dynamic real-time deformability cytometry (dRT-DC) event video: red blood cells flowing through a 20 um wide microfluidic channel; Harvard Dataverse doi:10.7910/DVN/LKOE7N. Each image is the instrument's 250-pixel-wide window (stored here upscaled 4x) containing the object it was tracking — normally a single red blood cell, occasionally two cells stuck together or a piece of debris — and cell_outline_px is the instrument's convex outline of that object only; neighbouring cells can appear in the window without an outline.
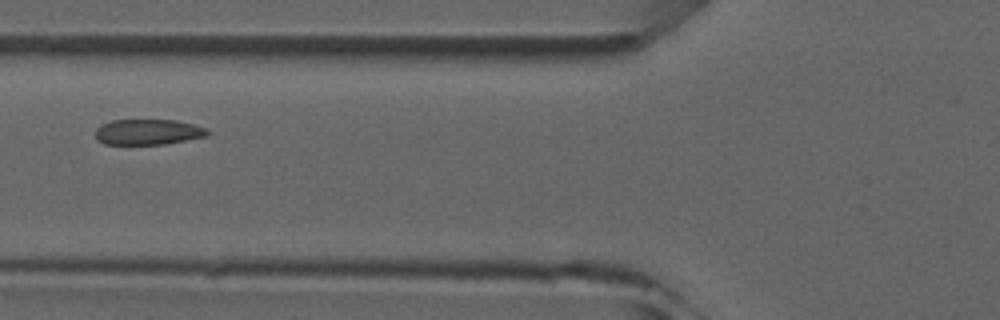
{"species": "common noctule bat (a hibernating species)", "species_latin": "Nyctalus noctula", "temperature_condition": "room temperature", "stored_images_in_passage": 7, "camera_frame_rate_fps": 3000, "um_per_image_px": 0.085, "animal": {"sex": "male", "forearm_length_mm": 52.5}, "frame": {"image": 1, "passage_image": 6, "time_ms": 6.667, "image_size_px": [1000, 320], "cell_outline_px": [[212, 132], [208, 136], [164, 144], [104, 144], [96, 140], [96, 128], [100, 124], [112, 120], [176, 120], [208, 128]], "centroid_in_image_um": [12.6, 11.21], "position_along_channel_um": 113.2, "area_um2": 16.88}}
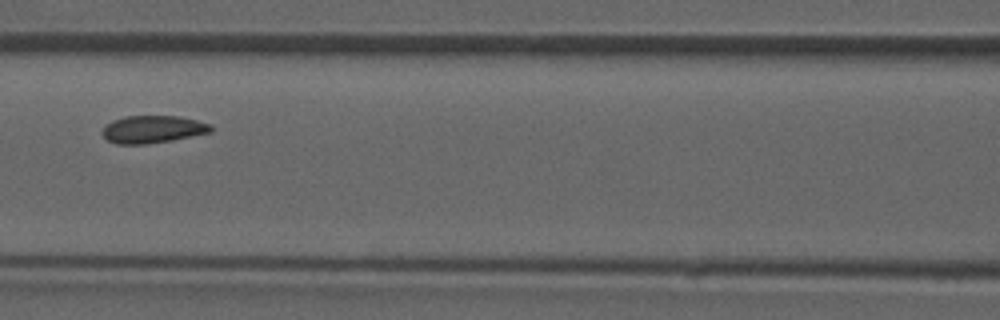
{"frame": {"image": 2, "passage_image": 7, "time_ms": 7.667, "image_size_px": [1000, 320], "cell_outline_px": [[212, 132], [172, 140], [144, 144], [116, 144], [108, 140], [100, 132], [112, 120], [124, 116], [180, 116], [212, 124]], "centroid_in_image_um": [12.99, 10.98], "position_along_channel_um": 153.6, "area_um2": 17.4}}